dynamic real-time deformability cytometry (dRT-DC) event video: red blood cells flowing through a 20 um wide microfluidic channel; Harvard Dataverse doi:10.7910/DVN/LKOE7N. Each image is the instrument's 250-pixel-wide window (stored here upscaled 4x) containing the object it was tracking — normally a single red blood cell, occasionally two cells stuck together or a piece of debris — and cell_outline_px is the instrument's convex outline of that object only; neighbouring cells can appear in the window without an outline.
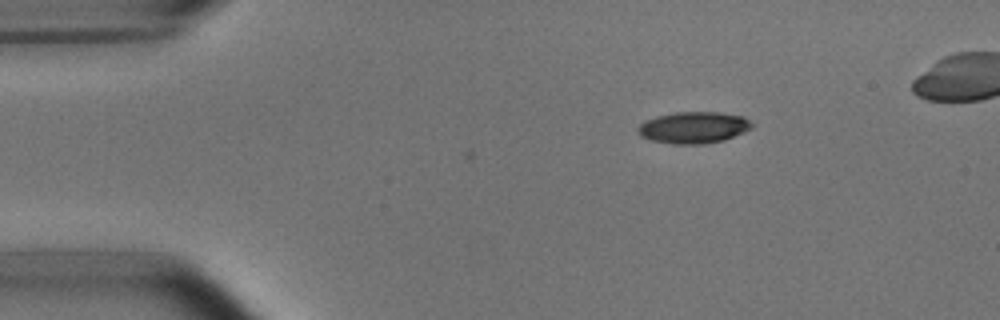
{"species": "common noctule bat (a hibernating species)", "species_latin": "Nyctalus noctula", "temperature_condition": "room temperature", "stored_images_in_passage": 38, "camera_frame_rate_fps": 3000, "um_per_image_px": 0.085, "animal": {"sex": "male", "body_mass_g": 15.6}, "frame": {"image": 1, "passage_image": 1, "time_ms": 0.0, "image_size_px": [1000, 320], "cell_outline_px": [[752, 128], [744, 132], [724, 140], [704, 144], [672, 144], [652, 140], [640, 136], [636, 132], [636, 128], [644, 120], [656, 116], [676, 112], [716, 112], [744, 116], [752, 124]], "centroid_in_image_um": [58.91, 10.84], "position_along_channel_um": 26.1, "area_um2": 21.1}}
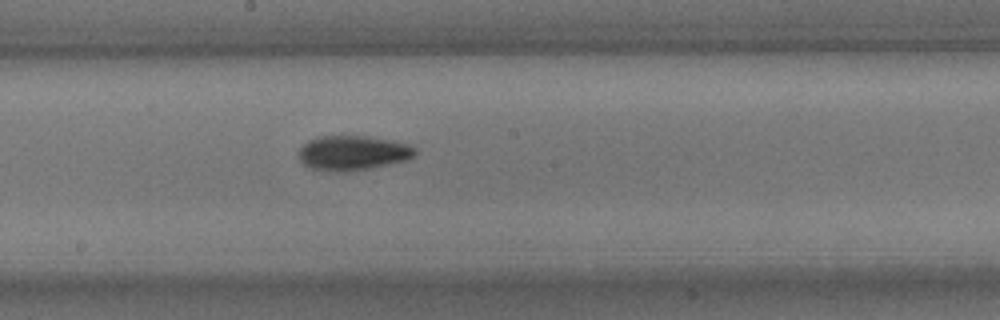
{"frame": {"image": 2, "passage_image": 21, "time_ms": 6.667, "image_size_px": [1000, 320], "cell_outline_px": [[416, 152], [412, 156], [404, 160], [368, 168], [340, 172], [336, 172], [312, 168], [304, 164], [300, 160], [300, 148], [308, 140], [320, 136], [368, 136], [392, 140], [408, 144], [416, 148]], "centroid_in_image_um": [29.97, 12.98], "position_along_channel_um": 218.2, "area_um2": 23.12}}
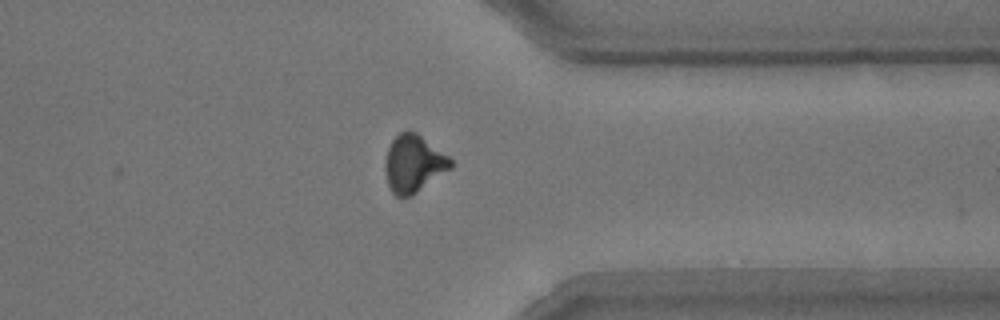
{"frame": {"image": 3, "passage_image": 34, "time_ms": 11.0, "image_size_px": [1000, 320], "cell_outline_px": [[452, 168], [412, 196], [396, 196], [392, 192], [388, 184], [384, 168], [384, 164], [388, 148], [392, 140], [400, 132], [408, 128], [416, 132], [448, 156], [452, 160]], "centroid_in_image_um": [35.14, 13.9], "position_along_channel_um": 376.3, "area_um2": 21.96}, "authors_computed_cell_mechanics": {"area_um2": 21.9351, "velocity_mm_per_s": 3.7681, "shape_relaxation_time_tau1_ms": 3.4377, "shape_relaxation_time_tau2_ms": 4.0786, "deformation_change_tau1": 0.1401, "deformation_change_tau2": 0.1127}}